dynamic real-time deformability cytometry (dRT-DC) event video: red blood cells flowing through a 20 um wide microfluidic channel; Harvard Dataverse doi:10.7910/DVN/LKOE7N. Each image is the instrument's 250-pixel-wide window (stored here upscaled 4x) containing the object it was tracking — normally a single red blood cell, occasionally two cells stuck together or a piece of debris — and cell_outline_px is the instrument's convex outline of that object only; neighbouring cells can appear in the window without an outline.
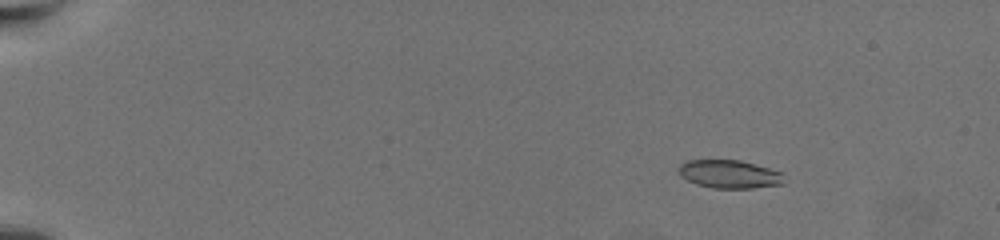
{"species": "common noctule bat (a hibernating species)", "species_latin": "Nyctalus noctula", "temperature_condition": "warm", "stored_images_in_passage": 64, "camera_frame_rate_fps": 3000, "um_per_image_px": 0.085, "animal": {"sex": "female", "body_mass_g": 19.5, "forearm_length_mm": 54.1}, "frame": {"image": 1, "passage_image": 10, "time_ms": 3.0, "image_size_px": [1000, 240], "cell_outline_px": [[784, 184], [752, 188], [712, 188], [696, 184], [680, 176], [680, 164], [688, 160], [740, 160], [784, 172]], "centroid_in_image_um": [62.05, 14.8], "position_along_channel_um": 23.0, "area_um2": 17.4}}
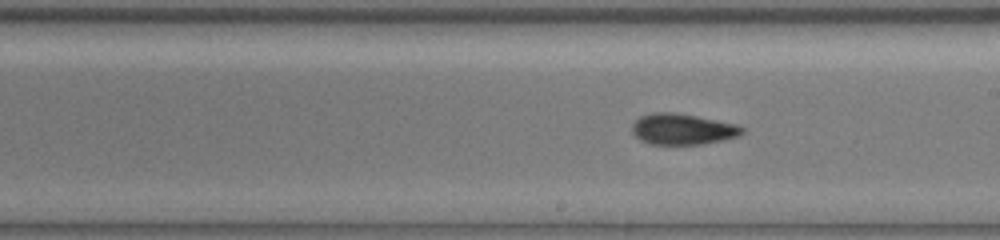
{"frame": {"image": 2, "passage_image": 40, "time_ms": 13.0, "image_size_px": [1000, 240], "cell_outline_px": [[744, 132], [736, 136], [724, 140], [704, 144], [648, 144], [640, 140], [632, 132], [632, 124], [640, 116], [652, 112], [672, 112], [732, 124], [744, 128]], "centroid_in_image_um": [57.94, 10.99], "position_along_channel_um": 231.1, "area_um2": 19.48}}
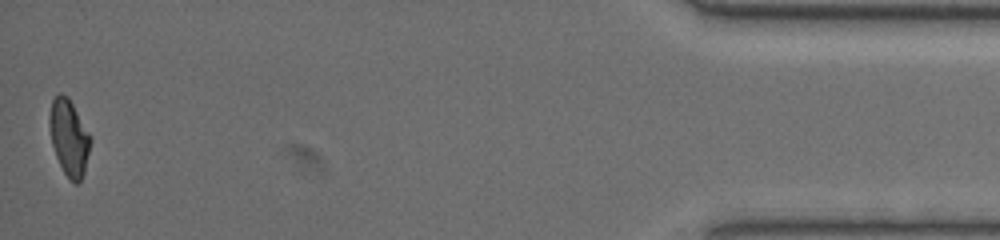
{"frame": {"image": 3, "passage_image": 64, "time_ms": 21.0, "image_size_px": [1000, 240], "cell_outline_px": [[92, 140], [84, 172], [80, 180], [76, 184], [64, 172], [56, 156], [52, 144], [48, 124], [48, 116], [52, 100], [60, 92], [68, 96], [88, 132]], "centroid_in_image_um": [5.85, 11.65], "position_along_channel_um": 429.4, "area_um2": 17.98}, "authors_computed_cell_mechanics": {"area_um2": 18.5827, "velocity_mm_per_s": 3.4274, "shape_relaxation_time_tau1_ms": 5.906, "shape_relaxation_time_tau2_ms": 1.4844, "deformation_change_tau1": 0.1956, "deformation_change_tau2": 0.0715}}